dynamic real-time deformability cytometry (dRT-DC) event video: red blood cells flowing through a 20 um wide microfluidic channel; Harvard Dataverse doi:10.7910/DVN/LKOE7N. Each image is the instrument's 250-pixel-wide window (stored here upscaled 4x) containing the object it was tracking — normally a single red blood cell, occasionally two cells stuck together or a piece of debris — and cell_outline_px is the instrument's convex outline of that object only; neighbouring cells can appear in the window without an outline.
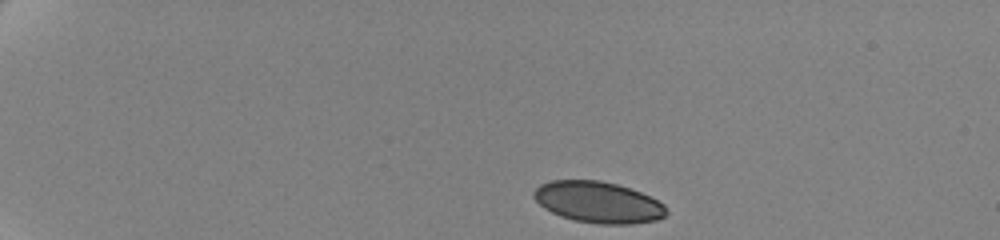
{"species": "human", "species_latin": "Homo sapiens", "temperature_condition": "cold", "stored_images_in_passage": 37, "camera_frame_rate_fps": 3000, "um_per_image_px": 0.085, "donor": {"sex": "female"}, "frame": {"image": 1, "passage_image": 1, "time_ms": 0.0, "image_size_px": [1000, 240], "cell_outline_px": [[668, 212], [664, 216], [656, 220], [628, 224], [600, 224], [576, 220], [560, 216], [544, 208], [532, 196], [532, 192], [540, 184], [552, 180], [600, 180], [616, 184], [640, 192], [664, 204]], "centroid_in_image_um": [50.82, 17.18], "position_along_channel_um": 34.2, "area_um2": 31.67}}
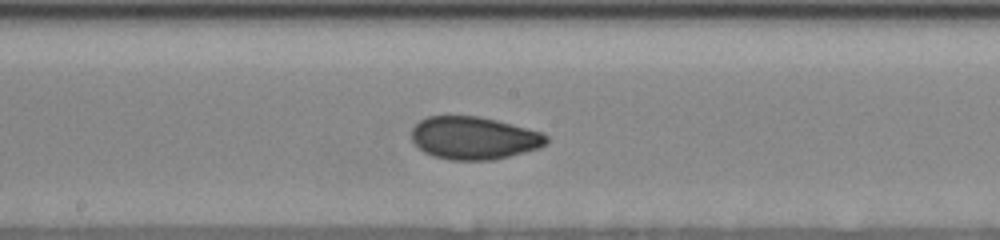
{"frame": {"image": 2, "passage_image": 20, "time_ms": 7.667, "image_size_px": [1000, 240], "cell_outline_px": [[548, 140], [540, 148], [492, 160], [452, 160], [432, 156], [424, 152], [412, 140], [412, 128], [420, 120], [428, 116], [480, 116], [544, 132], [548, 136]], "centroid_in_image_um": [40.29, 11.73], "position_along_channel_um": 207.9, "area_um2": 33.58}}
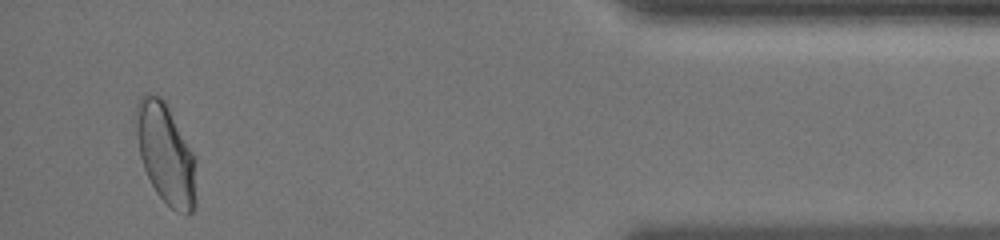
{"frame": {"image": 3, "passage_image": 36, "time_ms": 15.0, "image_size_px": [1000, 240], "cell_outline_px": [[196, 208], [192, 212], [176, 212], [156, 192], [144, 168], [140, 156], [132, 120], [132, 112], [136, 100], [140, 96], [148, 92], [160, 96], [168, 104], [196, 160]], "centroid_in_image_um": [14.04, 12.98], "position_along_channel_um": 421.2, "area_um2": 36.07}, "authors_computed_cell_mechanics": {"area_um2": 33.7552, "velocity_mm_per_s": 3.506, "shape_relaxation_time_tau1_ms": 3.8655, "shape_relaxation_time_tau2_ms": 1.3043, "deformation_change_tau1": 0.0965, "deformation_change_tau2": 0.0558}}